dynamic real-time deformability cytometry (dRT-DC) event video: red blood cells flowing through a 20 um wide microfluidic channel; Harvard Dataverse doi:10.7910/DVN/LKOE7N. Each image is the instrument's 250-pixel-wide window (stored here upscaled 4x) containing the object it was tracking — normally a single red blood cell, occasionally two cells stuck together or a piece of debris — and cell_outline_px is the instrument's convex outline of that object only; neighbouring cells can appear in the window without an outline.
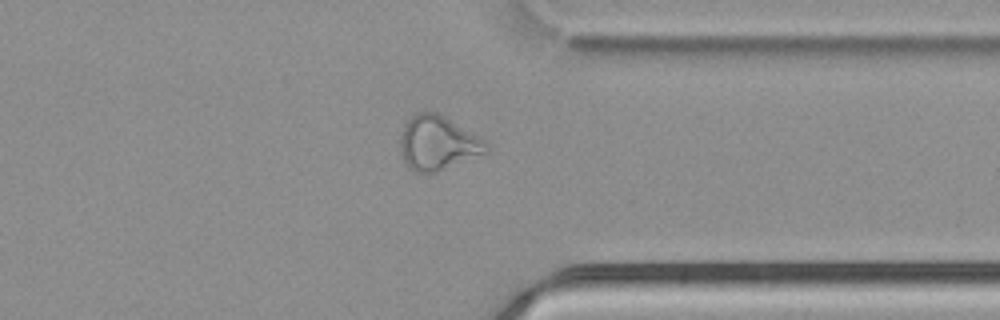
{"species": "common noctule bat (a hibernating species)", "species_latin": "Nyctalus noctula", "temperature_condition": "cold", "stored_images_in_passage": 50, "camera_frame_rate_fps": 3000, "um_per_image_px": 0.085, "animal": {"sex": "male", "body_mass_g": 21.5, "forearm_length_mm": 52.0}, "frame": {"image": 1, "passage_image": 39, "time_ms": 12.667, "image_size_px": [1000, 320], "cell_outline_px": [[488, 152], [436, 172], [416, 172], [404, 160], [400, 152], [400, 136], [404, 124], [416, 112], [436, 112], [444, 116], [476, 136], [488, 144]], "centroid_in_image_um": [37.17, 12.15], "position_along_channel_um": 374.2, "area_um2": 26.59}}
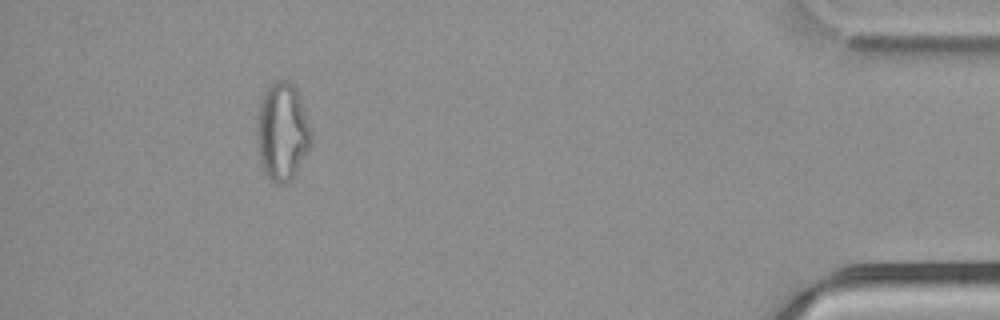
{"frame": {"image": 2, "passage_image": 46, "time_ms": 15.0, "image_size_px": [1000, 320], "cell_outline_px": [[312, 140], [308, 148], [292, 176], [284, 184], [280, 184], [272, 180], [268, 176], [260, 160], [256, 136], [256, 124], [260, 104], [264, 92], [276, 80], [284, 80], [292, 84], [296, 88], [300, 96], [312, 132]], "centroid_in_image_um": [23.98, 11.14], "position_along_channel_um": 411.2, "area_um2": 30.29}}